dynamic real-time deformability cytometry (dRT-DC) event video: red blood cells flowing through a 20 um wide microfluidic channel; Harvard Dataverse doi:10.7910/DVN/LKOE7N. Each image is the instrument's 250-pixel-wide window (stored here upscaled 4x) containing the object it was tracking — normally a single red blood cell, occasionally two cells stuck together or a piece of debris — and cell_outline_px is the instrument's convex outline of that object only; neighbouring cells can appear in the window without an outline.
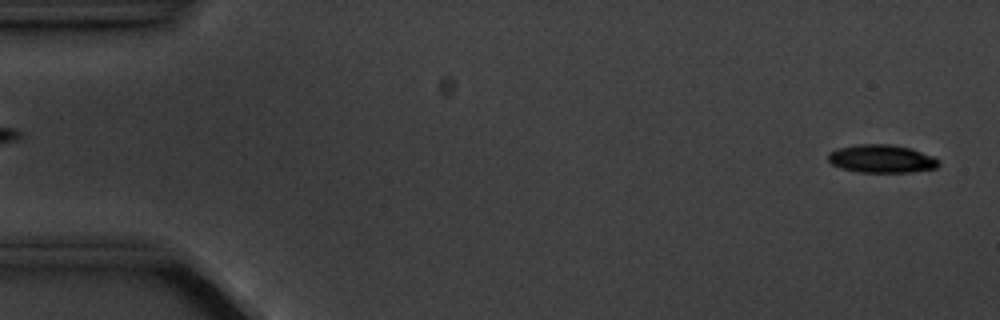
{"species": "common noctule bat (a hibernating species)", "species_latin": "Nyctalus noctula", "temperature_condition": "cold", "stored_images_in_passage": 3, "camera_frame_rate_fps": 3000, "um_per_image_px": 0.085, "animal": {"sex": "male", "body_mass_g": 20.1, "forearm_length_mm": 53.5}, "frame": {"image": 1, "passage_image": 3, "time_ms": 2.333, "image_size_px": [1000, 320], "cell_outline_px": [[940, 164], [936, 168], [908, 172], [860, 172], [840, 168], [832, 164], [828, 160], [828, 152], [836, 148], [856, 144], [888, 144], [912, 148], [932, 156], [940, 160]], "centroid_in_image_um": [74.91, 13.48], "position_along_channel_um": 10.1, "area_um2": 18.21}}